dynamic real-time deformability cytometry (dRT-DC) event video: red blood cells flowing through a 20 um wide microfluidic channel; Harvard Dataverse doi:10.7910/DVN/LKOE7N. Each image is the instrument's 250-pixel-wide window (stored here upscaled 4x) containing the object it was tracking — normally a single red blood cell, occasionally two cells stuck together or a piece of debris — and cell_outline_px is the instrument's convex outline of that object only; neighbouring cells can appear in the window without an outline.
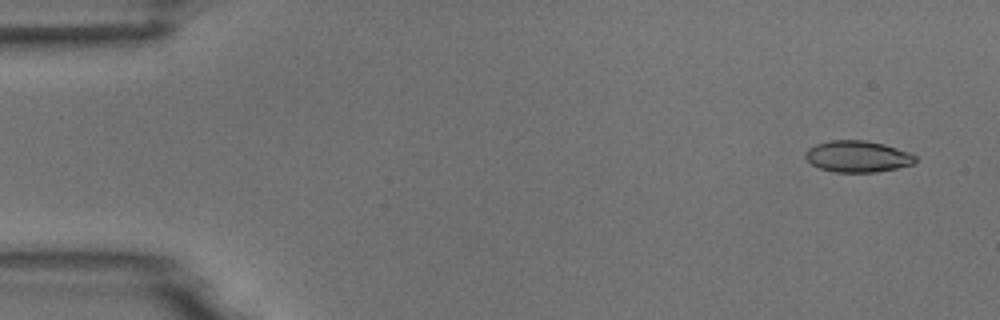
{"species": "common noctule bat (a hibernating species)", "species_latin": "Nyctalus noctula", "temperature_condition": "room temperature", "stored_images_in_passage": 5, "camera_frame_rate_fps": 3000, "um_per_image_px": 0.085, "animal": {"sex": "male", "body_mass_g": 18.8}, "frame": {"image": 1, "passage_image": 1, "time_ms": 0.0, "image_size_px": [1000, 320], "cell_outline_px": [[916, 160], [912, 164], [896, 168], [876, 172], [836, 172], [820, 168], [812, 164], [804, 156], [804, 152], [808, 148], [816, 144], [832, 140], [864, 140], [884, 144], [908, 152], [916, 156]], "centroid_in_image_um": [72.87, 13.29], "position_along_channel_um": 12.1, "area_um2": 20.0}}
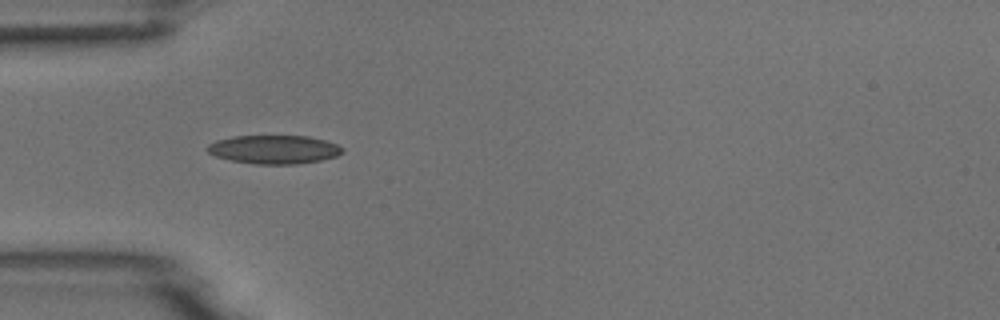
{"frame": {"image": 2, "passage_image": 4, "time_ms": 4.333, "image_size_px": [1000, 320], "cell_outline_px": [[344, 152], [336, 156], [320, 160], [296, 164], [252, 164], [232, 160], [216, 156], [208, 152], [204, 148], [208, 144], [216, 140], [232, 136], [308, 136], [324, 140], [336, 144], [344, 148]], "centroid_in_image_um": [23.27, 12.7], "position_along_channel_um": 61.7, "area_um2": 22.54}}